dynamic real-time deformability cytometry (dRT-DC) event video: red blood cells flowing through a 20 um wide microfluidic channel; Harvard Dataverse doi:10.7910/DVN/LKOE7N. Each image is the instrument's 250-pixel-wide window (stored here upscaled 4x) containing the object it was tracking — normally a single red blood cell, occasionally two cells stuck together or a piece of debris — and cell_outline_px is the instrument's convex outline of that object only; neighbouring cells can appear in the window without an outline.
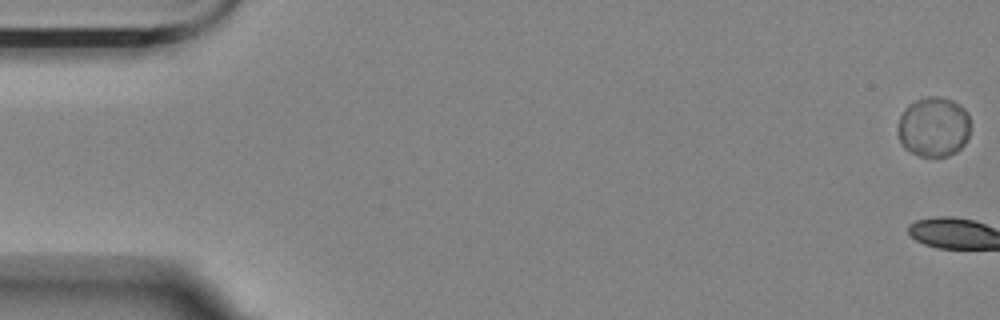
{"species": "Egyptian fruit bat (a non-hibernating species)", "species_latin": "Rousettus aegyptiacus", "temperature_condition": "room temperature", "stored_images_in_passage": 3, "camera_frame_rate_fps": 3000, "um_per_image_px": 0.085, "animal": {"sex": "female"}, "frame": {"image": 1, "passage_image": 1, "time_ms": 0.0, "image_size_px": [1000, 320], "cell_outline_px": [[968, 136], [964, 144], [956, 152], [948, 156], [920, 156], [904, 148], [896, 132], [896, 128], [900, 116], [916, 100], [928, 96], [936, 96], [952, 100], [960, 104], [968, 112]], "centroid_in_image_um": [79.35, 10.79], "position_along_channel_um": 5.7, "area_um2": 25.2}}